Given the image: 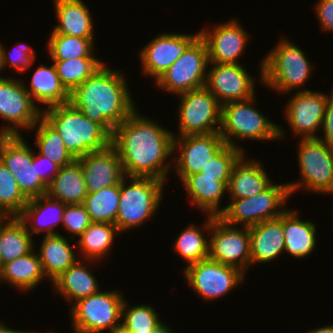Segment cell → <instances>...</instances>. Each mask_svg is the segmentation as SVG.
<instances>
[{
    "mask_svg": "<svg viewBox=\"0 0 333 333\" xmlns=\"http://www.w3.org/2000/svg\"><path fill=\"white\" fill-rule=\"evenodd\" d=\"M36 331H25V330H15L9 328L8 325L4 324V321H0V333H35Z\"/></svg>",
    "mask_w": 333,
    "mask_h": 333,
    "instance_id": "48",
    "label": "cell"
},
{
    "mask_svg": "<svg viewBox=\"0 0 333 333\" xmlns=\"http://www.w3.org/2000/svg\"><path fill=\"white\" fill-rule=\"evenodd\" d=\"M244 153L239 148L226 145L207 165L200 171L204 176L217 177L226 187L230 180L234 164Z\"/></svg>",
    "mask_w": 333,
    "mask_h": 333,
    "instance_id": "42",
    "label": "cell"
},
{
    "mask_svg": "<svg viewBox=\"0 0 333 333\" xmlns=\"http://www.w3.org/2000/svg\"><path fill=\"white\" fill-rule=\"evenodd\" d=\"M87 260L78 259L65 272L61 273L51 282L53 293L60 294L67 302L75 303L77 300L96 294L101 291L96 276H94Z\"/></svg>",
    "mask_w": 333,
    "mask_h": 333,
    "instance_id": "26",
    "label": "cell"
},
{
    "mask_svg": "<svg viewBox=\"0 0 333 333\" xmlns=\"http://www.w3.org/2000/svg\"><path fill=\"white\" fill-rule=\"evenodd\" d=\"M35 248L33 237L18 217H0V264L3 266Z\"/></svg>",
    "mask_w": 333,
    "mask_h": 333,
    "instance_id": "34",
    "label": "cell"
},
{
    "mask_svg": "<svg viewBox=\"0 0 333 333\" xmlns=\"http://www.w3.org/2000/svg\"><path fill=\"white\" fill-rule=\"evenodd\" d=\"M244 152L234 164L228 182L229 198H248L263 192L273 182L264 166L254 158L246 160Z\"/></svg>",
    "mask_w": 333,
    "mask_h": 333,
    "instance_id": "24",
    "label": "cell"
},
{
    "mask_svg": "<svg viewBox=\"0 0 333 333\" xmlns=\"http://www.w3.org/2000/svg\"><path fill=\"white\" fill-rule=\"evenodd\" d=\"M46 44L51 60H68L81 57H95L94 38H80L50 33Z\"/></svg>",
    "mask_w": 333,
    "mask_h": 333,
    "instance_id": "40",
    "label": "cell"
},
{
    "mask_svg": "<svg viewBox=\"0 0 333 333\" xmlns=\"http://www.w3.org/2000/svg\"><path fill=\"white\" fill-rule=\"evenodd\" d=\"M136 109L111 135V145L121 159L125 176L168 180L173 169V132ZM169 159V161H168Z\"/></svg>",
    "mask_w": 333,
    "mask_h": 333,
    "instance_id": "1",
    "label": "cell"
},
{
    "mask_svg": "<svg viewBox=\"0 0 333 333\" xmlns=\"http://www.w3.org/2000/svg\"><path fill=\"white\" fill-rule=\"evenodd\" d=\"M42 117L58 131L66 149L75 159L101 151L111 144V135L70 103L44 109Z\"/></svg>",
    "mask_w": 333,
    "mask_h": 333,
    "instance_id": "4",
    "label": "cell"
},
{
    "mask_svg": "<svg viewBox=\"0 0 333 333\" xmlns=\"http://www.w3.org/2000/svg\"><path fill=\"white\" fill-rule=\"evenodd\" d=\"M251 237V265L267 264L285 252L283 214L249 227Z\"/></svg>",
    "mask_w": 333,
    "mask_h": 333,
    "instance_id": "23",
    "label": "cell"
},
{
    "mask_svg": "<svg viewBox=\"0 0 333 333\" xmlns=\"http://www.w3.org/2000/svg\"><path fill=\"white\" fill-rule=\"evenodd\" d=\"M46 194L66 205L83 204L88 191L83 169L77 159L60 168L59 172L47 185Z\"/></svg>",
    "mask_w": 333,
    "mask_h": 333,
    "instance_id": "30",
    "label": "cell"
},
{
    "mask_svg": "<svg viewBox=\"0 0 333 333\" xmlns=\"http://www.w3.org/2000/svg\"><path fill=\"white\" fill-rule=\"evenodd\" d=\"M47 279L38 253L33 249L30 253L18 257L2 266V283H8L20 292H31L37 285ZM30 290V291H29Z\"/></svg>",
    "mask_w": 333,
    "mask_h": 333,
    "instance_id": "32",
    "label": "cell"
},
{
    "mask_svg": "<svg viewBox=\"0 0 333 333\" xmlns=\"http://www.w3.org/2000/svg\"><path fill=\"white\" fill-rule=\"evenodd\" d=\"M62 220L63 229L72 234L70 241L79 237L92 223L83 204L66 205Z\"/></svg>",
    "mask_w": 333,
    "mask_h": 333,
    "instance_id": "44",
    "label": "cell"
},
{
    "mask_svg": "<svg viewBox=\"0 0 333 333\" xmlns=\"http://www.w3.org/2000/svg\"><path fill=\"white\" fill-rule=\"evenodd\" d=\"M328 94L316 91H296L285 105V118L293 136L300 139L318 138L321 131ZM316 132V133H315Z\"/></svg>",
    "mask_w": 333,
    "mask_h": 333,
    "instance_id": "18",
    "label": "cell"
},
{
    "mask_svg": "<svg viewBox=\"0 0 333 333\" xmlns=\"http://www.w3.org/2000/svg\"><path fill=\"white\" fill-rule=\"evenodd\" d=\"M177 97L181 98L178 108V135L210 134L220 131L221 104L204 86Z\"/></svg>",
    "mask_w": 333,
    "mask_h": 333,
    "instance_id": "11",
    "label": "cell"
},
{
    "mask_svg": "<svg viewBox=\"0 0 333 333\" xmlns=\"http://www.w3.org/2000/svg\"><path fill=\"white\" fill-rule=\"evenodd\" d=\"M61 83L71 92L90 78L105 62L95 57H81L68 60H51Z\"/></svg>",
    "mask_w": 333,
    "mask_h": 333,
    "instance_id": "38",
    "label": "cell"
},
{
    "mask_svg": "<svg viewBox=\"0 0 333 333\" xmlns=\"http://www.w3.org/2000/svg\"><path fill=\"white\" fill-rule=\"evenodd\" d=\"M34 132L35 145L39 154L47 157L60 168L72 163L75 158L66 149L62 137L43 117L30 130Z\"/></svg>",
    "mask_w": 333,
    "mask_h": 333,
    "instance_id": "36",
    "label": "cell"
},
{
    "mask_svg": "<svg viewBox=\"0 0 333 333\" xmlns=\"http://www.w3.org/2000/svg\"><path fill=\"white\" fill-rule=\"evenodd\" d=\"M173 331L174 330H172L170 328V326H168V325L165 324L160 330H154V331H151L149 333H175Z\"/></svg>",
    "mask_w": 333,
    "mask_h": 333,
    "instance_id": "50",
    "label": "cell"
},
{
    "mask_svg": "<svg viewBox=\"0 0 333 333\" xmlns=\"http://www.w3.org/2000/svg\"><path fill=\"white\" fill-rule=\"evenodd\" d=\"M299 211L287 209L283 213L285 253L300 260L315 250L317 226L311 220H301Z\"/></svg>",
    "mask_w": 333,
    "mask_h": 333,
    "instance_id": "28",
    "label": "cell"
},
{
    "mask_svg": "<svg viewBox=\"0 0 333 333\" xmlns=\"http://www.w3.org/2000/svg\"><path fill=\"white\" fill-rule=\"evenodd\" d=\"M66 204L53 199L47 194L28 199L18 218L26 226L27 232L34 234L44 233V236L60 234L55 229L63 224V214Z\"/></svg>",
    "mask_w": 333,
    "mask_h": 333,
    "instance_id": "22",
    "label": "cell"
},
{
    "mask_svg": "<svg viewBox=\"0 0 333 333\" xmlns=\"http://www.w3.org/2000/svg\"><path fill=\"white\" fill-rule=\"evenodd\" d=\"M121 290L100 291L70 304L72 330L75 333H110L121 329L122 307L125 301Z\"/></svg>",
    "mask_w": 333,
    "mask_h": 333,
    "instance_id": "8",
    "label": "cell"
},
{
    "mask_svg": "<svg viewBox=\"0 0 333 333\" xmlns=\"http://www.w3.org/2000/svg\"><path fill=\"white\" fill-rule=\"evenodd\" d=\"M320 130H322L323 135L322 137L319 136L318 139L333 146V90L328 95L326 110Z\"/></svg>",
    "mask_w": 333,
    "mask_h": 333,
    "instance_id": "47",
    "label": "cell"
},
{
    "mask_svg": "<svg viewBox=\"0 0 333 333\" xmlns=\"http://www.w3.org/2000/svg\"><path fill=\"white\" fill-rule=\"evenodd\" d=\"M208 69L205 87L222 105L255 96V76L240 64H213Z\"/></svg>",
    "mask_w": 333,
    "mask_h": 333,
    "instance_id": "17",
    "label": "cell"
},
{
    "mask_svg": "<svg viewBox=\"0 0 333 333\" xmlns=\"http://www.w3.org/2000/svg\"><path fill=\"white\" fill-rule=\"evenodd\" d=\"M183 272L186 284L205 301L228 295L245 280V274L239 269L210 258L186 265Z\"/></svg>",
    "mask_w": 333,
    "mask_h": 333,
    "instance_id": "15",
    "label": "cell"
},
{
    "mask_svg": "<svg viewBox=\"0 0 333 333\" xmlns=\"http://www.w3.org/2000/svg\"><path fill=\"white\" fill-rule=\"evenodd\" d=\"M35 170L41 180L48 185L59 172L60 167L35 151Z\"/></svg>",
    "mask_w": 333,
    "mask_h": 333,
    "instance_id": "45",
    "label": "cell"
},
{
    "mask_svg": "<svg viewBox=\"0 0 333 333\" xmlns=\"http://www.w3.org/2000/svg\"><path fill=\"white\" fill-rule=\"evenodd\" d=\"M164 185L165 181L152 177L126 176L121 181L115 222L120 233L137 229L155 215L163 198Z\"/></svg>",
    "mask_w": 333,
    "mask_h": 333,
    "instance_id": "6",
    "label": "cell"
},
{
    "mask_svg": "<svg viewBox=\"0 0 333 333\" xmlns=\"http://www.w3.org/2000/svg\"><path fill=\"white\" fill-rule=\"evenodd\" d=\"M209 235L208 258L235 267L246 275L251 268L249 227L231 226L212 215Z\"/></svg>",
    "mask_w": 333,
    "mask_h": 333,
    "instance_id": "13",
    "label": "cell"
},
{
    "mask_svg": "<svg viewBox=\"0 0 333 333\" xmlns=\"http://www.w3.org/2000/svg\"><path fill=\"white\" fill-rule=\"evenodd\" d=\"M77 160L83 169L88 193L119 185L126 177L118 152L111 144L101 151L90 152Z\"/></svg>",
    "mask_w": 333,
    "mask_h": 333,
    "instance_id": "21",
    "label": "cell"
},
{
    "mask_svg": "<svg viewBox=\"0 0 333 333\" xmlns=\"http://www.w3.org/2000/svg\"><path fill=\"white\" fill-rule=\"evenodd\" d=\"M315 14L324 32H333V0H317Z\"/></svg>",
    "mask_w": 333,
    "mask_h": 333,
    "instance_id": "46",
    "label": "cell"
},
{
    "mask_svg": "<svg viewBox=\"0 0 333 333\" xmlns=\"http://www.w3.org/2000/svg\"><path fill=\"white\" fill-rule=\"evenodd\" d=\"M209 66L206 42L199 36L155 81L157 88L179 95L205 86Z\"/></svg>",
    "mask_w": 333,
    "mask_h": 333,
    "instance_id": "10",
    "label": "cell"
},
{
    "mask_svg": "<svg viewBox=\"0 0 333 333\" xmlns=\"http://www.w3.org/2000/svg\"><path fill=\"white\" fill-rule=\"evenodd\" d=\"M56 19L51 33L80 38H95L93 17L82 0H53Z\"/></svg>",
    "mask_w": 333,
    "mask_h": 333,
    "instance_id": "25",
    "label": "cell"
},
{
    "mask_svg": "<svg viewBox=\"0 0 333 333\" xmlns=\"http://www.w3.org/2000/svg\"><path fill=\"white\" fill-rule=\"evenodd\" d=\"M279 40L259 63V83L262 82L263 86L283 95L298 89L310 90L301 88L308 82L310 75H313L314 65L290 39L282 37Z\"/></svg>",
    "mask_w": 333,
    "mask_h": 333,
    "instance_id": "3",
    "label": "cell"
},
{
    "mask_svg": "<svg viewBox=\"0 0 333 333\" xmlns=\"http://www.w3.org/2000/svg\"><path fill=\"white\" fill-rule=\"evenodd\" d=\"M306 333H333V324L311 329V330L307 331Z\"/></svg>",
    "mask_w": 333,
    "mask_h": 333,
    "instance_id": "49",
    "label": "cell"
},
{
    "mask_svg": "<svg viewBox=\"0 0 333 333\" xmlns=\"http://www.w3.org/2000/svg\"><path fill=\"white\" fill-rule=\"evenodd\" d=\"M201 29L200 37L206 42L209 63L240 64L239 58L246 51L250 35L238 22L232 19Z\"/></svg>",
    "mask_w": 333,
    "mask_h": 333,
    "instance_id": "20",
    "label": "cell"
},
{
    "mask_svg": "<svg viewBox=\"0 0 333 333\" xmlns=\"http://www.w3.org/2000/svg\"><path fill=\"white\" fill-rule=\"evenodd\" d=\"M113 333H125V332H123V331L120 329V330L114 331Z\"/></svg>",
    "mask_w": 333,
    "mask_h": 333,
    "instance_id": "52",
    "label": "cell"
},
{
    "mask_svg": "<svg viewBox=\"0 0 333 333\" xmlns=\"http://www.w3.org/2000/svg\"><path fill=\"white\" fill-rule=\"evenodd\" d=\"M199 36L200 32L158 34L140 50L142 73L155 82Z\"/></svg>",
    "mask_w": 333,
    "mask_h": 333,
    "instance_id": "19",
    "label": "cell"
},
{
    "mask_svg": "<svg viewBox=\"0 0 333 333\" xmlns=\"http://www.w3.org/2000/svg\"><path fill=\"white\" fill-rule=\"evenodd\" d=\"M287 183L277 184L273 181L267 189L255 196L229 198V204L222 208L218 217L228 225L241 227H251L278 218L287 210L284 205L291 197Z\"/></svg>",
    "mask_w": 333,
    "mask_h": 333,
    "instance_id": "7",
    "label": "cell"
},
{
    "mask_svg": "<svg viewBox=\"0 0 333 333\" xmlns=\"http://www.w3.org/2000/svg\"><path fill=\"white\" fill-rule=\"evenodd\" d=\"M190 201L195 208L218 217L222 213L220 202L227 193V187L217 177L204 176L202 173L188 175L182 182Z\"/></svg>",
    "mask_w": 333,
    "mask_h": 333,
    "instance_id": "29",
    "label": "cell"
},
{
    "mask_svg": "<svg viewBox=\"0 0 333 333\" xmlns=\"http://www.w3.org/2000/svg\"><path fill=\"white\" fill-rule=\"evenodd\" d=\"M151 305L135 304L130 306L126 298L122 307L121 330L125 333H149L160 330L165 322L160 319Z\"/></svg>",
    "mask_w": 333,
    "mask_h": 333,
    "instance_id": "39",
    "label": "cell"
},
{
    "mask_svg": "<svg viewBox=\"0 0 333 333\" xmlns=\"http://www.w3.org/2000/svg\"><path fill=\"white\" fill-rule=\"evenodd\" d=\"M118 234L120 235V232L115 224L92 222L78 237L79 240L75 241L78 245L77 251L80 252L79 259L87 260L93 265L102 261L105 256H109Z\"/></svg>",
    "mask_w": 333,
    "mask_h": 333,
    "instance_id": "33",
    "label": "cell"
},
{
    "mask_svg": "<svg viewBox=\"0 0 333 333\" xmlns=\"http://www.w3.org/2000/svg\"><path fill=\"white\" fill-rule=\"evenodd\" d=\"M41 117L42 108L35 104L25 89L24 80L2 76L0 118L8 124L0 128V135H21L20 129L29 132Z\"/></svg>",
    "mask_w": 333,
    "mask_h": 333,
    "instance_id": "12",
    "label": "cell"
},
{
    "mask_svg": "<svg viewBox=\"0 0 333 333\" xmlns=\"http://www.w3.org/2000/svg\"><path fill=\"white\" fill-rule=\"evenodd\" d=\"M67 239L61 234L44 236L42 239L38 255L50 283L78 260L76 250Z\"/></svg>",
    "mask_w": 333,
    "mask_h": 333,
    "instance_id": "31",
    "label": "cell"
},
{
    "mask_svg": "<svg viewBox=\"0 0 333 333\" xmlns=\"http://www.w3.org/2000/svg\"><path fill=\"white\" fill-rule=\"evenodd\" d=\"M255 101L254 96L251 99L229 102L221 106L219 133L227 145L244 152L243 146L238 145L240 140L269 142L283 140L287 136L281 125L272 122L258 108L252 106L255 105Z\"/></svg>",
    "mask_w": 333,
    "mask_h": 333,
    "instance_id": "5",
    "label": "cell"
},
{
    "mask_svg": "<svg viewBox=\"0 0 333 333\" xmlns=\"http://www.w3.org/2000/svg\"><path fill=\"white\" fill-rule=\"evenodd\" d=\"M30 79L28 86L24 82L25 89L39 108L44 104L42 110L69 103L70 92L61 83L54 63L37 66Z\"/></svg>",
    "mask_w": 333,
    "mask_h": 333,
    "instance_id": "27",
    "label": "cell"
},
{
    "mask_svg": "<svg viewBox=\"0 0 333 333\" xmlns=\"http://www.w3.org/2000/svg\"><path fill=\"white\" fill-rule=\"evenodd\" d=\"M2 73V70H1V65H0V74ZM3 75L0 76V78L2 77Z\"/></svg>",
    "mask_w": 333,
    "mask_h": 333,
    "instance_id": "53",
    "label": "cell"
},
{
    "mask_svg": "<svg viewBox=\"0 0 333 333\" xmlns=\"http://www.w3.org/2000/svg\"><path fill=\"white\" fill-rule=\"evenodd\" d=\"M27 202L16 178L0 160V217H18Z\"/></svg>",
    "mask_w": 333,
    "mask_h": 333,
    "instance_id": "41",
    "label": "cell"
},
{
    "mask_svg": "<svg viewBox=\"0 0 333 333\" xmlns=\"http://www.w3.org/2000/svg\"><path fill=\"white\" fill-rule=\"evenodd\" d=\"M0 283H2V266L0 264Z\"/></svg>",
    "mask_w": 333,
    "mask_h": 333,
    "instance_id": "51",
    "label": "cell"
},
{
    "mask_svg": "<svg viewBox=\"0 0 333 333\" xmlns=\"http://www.w3.org/2000/svg\"><path fill=\"white\" fill-rule=\"evenodd\" d=\"M227 143L219 132L210 134L186 135L173 139V170L182 182L188 175L200 173L207 162L215 157ZM176 159V160H175Z\"/></svg>",
    "mask_w": 333,
    "mask_h": 333,
    "instance_id": "16",
    "label": "cell"
},
{
    "mask_svg": "<svg viewBox=\"0 0 333 333\" xmlns=\"http://www.w3.org/2000/svg\"><path fill=\"white\" fill-rule=\"evenodd\" d=\"M120 201V184L88 193L83 205L91 222L115 224Z\"/></svg>",
    "mask_w": 333,
    "mask_h": 333,
    "instance_id": "37",
    "label": "cell"
},
{
    "mask_svg": "<svg viewBox=\"0 0 333 333\" xmlns=\"http://www.w3.org/2000/svg\"><path fill=\"white\" fill-rule=\"evenodd\" d=\"M300 179L287 183L291 197L299 188L333 195V146L318 138L299 139Z\"/></svg>",
    "mask_w": 333,
    "mask_h": 333,
    "instance_id": "9",
    "label": "cell"
},
{
    "mask_svg": "<svg viewBox=\"0 0 333 333\" xmlns=\"http://www.w3.org/2000/svg\"><path fill=\"white\" fill-rule=\"evenodd\" d=\"M127 77L104 63L90 78L70 92L69 103L110 135L136 109Z\"/></svg>",
    "mask_w": 333,
    "mask_h": 333,
    "instance_id": "2",
    "label": "cell"
},
{
    "mask_svg": "<svg viewBox=\"0 0 333 333\" xmlns=\"http://www.w3.org/2000/svg\"><path fill=\"white\" fill-rule=\"evenodd\" d=\"M203 226L190 224L184 228L174 242V251L188 264L207 259L209 256V239L203 234L210 232L212 215H207Z\"/></svg>",
    "mask_w": 333,
    "mask_h": 333,
    "instance_id": "35",
    "label": "cell"
},
{
    "mask_svg": "<svg viewBox=\"0 0 333 333\" xmlns=\"http://www.w3.org/2000/svg\"><path fill=\"white\" fill-rule=\"evenodd\" d=\"M34 49L24 43H18L16 46L10 49L8 53L4 46L0 42V65L1 70L5 67H12L16 72L23 74L27 69L29 70L36 59Z\"/></svg>",
    "mask_w": 333,
    "mask_h": 333,
    "instance_id": "43",
    "label": "cell"
},
{
    "mask_svg": "<svg viewBox=\"0 0 333 333\" xmlns=\"http://www.w3.org/2000/svg\"><path fill=\"white\" fill-rule=\"evenodd\" d=\"M21 135H0V160L16 178L27 199L46 194L47 185L35 170V149Z\"/></svg>",
    "mask_w": 333,
    "mask_h": 333,
    "instance_id": "14",
    "label": "cell"
}]
</instances>
